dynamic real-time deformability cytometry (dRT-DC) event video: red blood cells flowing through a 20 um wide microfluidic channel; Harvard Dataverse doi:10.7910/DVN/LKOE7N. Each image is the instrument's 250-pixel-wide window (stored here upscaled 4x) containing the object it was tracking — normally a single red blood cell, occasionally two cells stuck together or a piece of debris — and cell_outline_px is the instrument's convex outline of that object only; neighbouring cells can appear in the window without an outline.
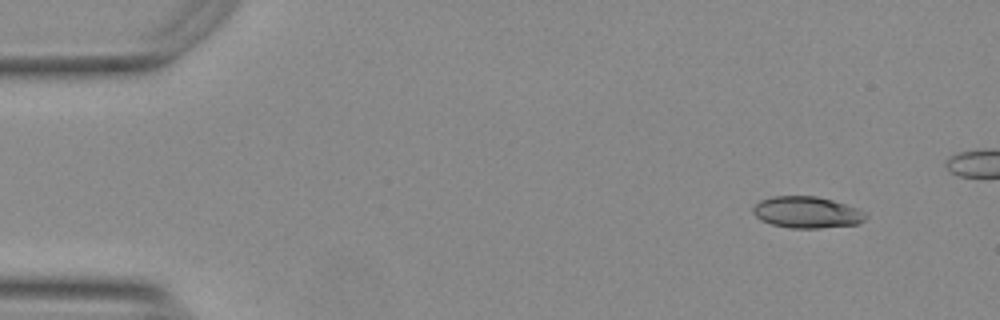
{"species": "Egyptian fruit bat (a non-hibernating species)", "species_latin": "Rousettus aegyptiacus", "temperature_condition": "warm", "stored_images_in_passage": 45, "camera_frame_rate_fps": 3000, "um_per_image_px": 0.085, "animal": {"sex": "female"}, "frame": {"image": 1, "passage_image": 1, "time_ms": 0.0, "image_size_px": [1000, 320], "cell_outline_px": [[868, 216], [864, 220], [856, 224], [820, 228], [788, 228], [772, 224], [760, 220], [752, 212], [752, 208], [760, 200], [772, 196], [816, 196], [832, 200], [856, 208]], "centroid_in_image_um": [68.54, 18.05], "position_along_channel_um": 16.5, "area_um2": 20.58}}
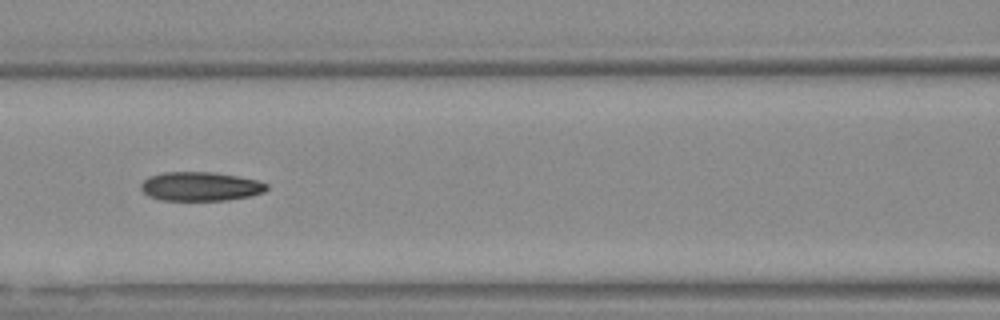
{"frame": {"image": 2, "passage_image": 20, "time_ms": 6.333, "image_size_px": [1000, 320], "cell_outline_px": [[268, 188], [264, 192], [252, 196], [228, 200], [164, 200], [148, 196], [140, 188], [140, 184], [148, 176], [164, 172], [212, 172], [236, 176], [256, 180], [268, 184]], "centroid_in_image_um": [17.03, 15.85], "position_along_channel_um": 149.6, "area_um2": 21.27}}
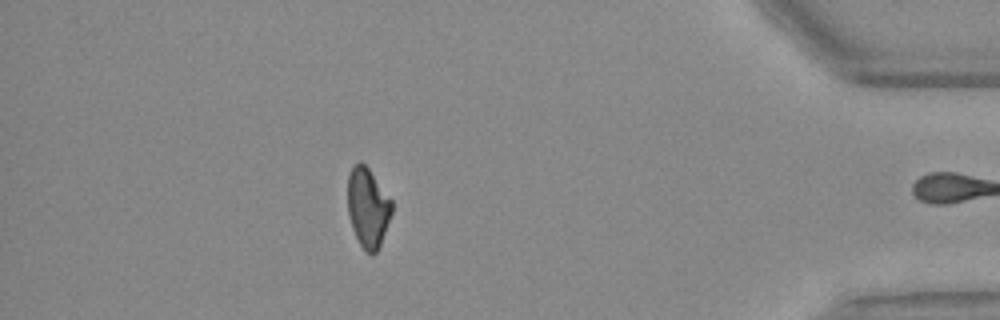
{"frame": {"image": 3, "passage_image": 44, "time_ms": 14.333, "image_size_px": [1000, 320], "cell_outline_px": [[392, 212], [380, 244], [376, 252], [372, 256], [364, 252], [352, 228], [348, 216], [348, 176], [352, 168], [360, 160], [368, 168], [392, 200]], "centroid_in_image_um": [31.26, 17.67], "position_along_channel_um": 403.9, "area_um2": 20.35}, "authors_computed_cell_mechanics": {"area_um2": 21.5016, "velocity_mm_per_s": 3.7626, "shape_relaxation_time_tau1_ms": 6.7872, "shape_relaxation_time_tau2_ms": 5.969, "deformation_change_tau1": 0.1735, "deformation_change_tau2": 0.1271}}